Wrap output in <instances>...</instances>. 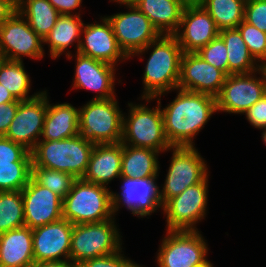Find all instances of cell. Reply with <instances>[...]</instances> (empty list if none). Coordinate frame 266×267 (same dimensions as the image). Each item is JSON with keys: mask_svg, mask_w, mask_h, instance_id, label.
I'll return each instance as SVG.
<instances>
[{"mask_svg": "<svg viewBox=\"0 0 266 267\" xmlns=\"http://www.w3.org/2000/svg\"><path fill=\"white\" fill-rule=\"evenodd\" d=\"M31 178L64 199L72 189L77 178L67 172L31 165Z\"/></svg>", "mask_w": 266, "mask_h": 267, "instance_id": "33", "label": "cell"}, {"mask_svg": "<svg viewBox=\"0 0 266 267\" xmlns=\"http://www.w3.org/2000/svg\"><path fill=\"white\" fill-rule=\"evenodd\" d=\"M25 226L22 190L0 192V234Z\"/></svg>", "mask_w": 266, "mask_h": 267, "instance_id": "32", "label": "cell"}, {"mask_svg": "<svg viewBox=\"0 0 266 267\" xmlns=\"http://www.w3.org/2000/svg\"><path fill=\"white\" fill-rule=\"evenodd\" d=\"M79 134V108L67 102L50 104L47 97V112L40 140H62Z\"/></svg>", "mask_w": 266, "mask_h": 267, "instance_id": "24", "label": "cell"}, {"mask_svg": "<svg viewBox=\"0 0 266 267\" xmlns=\"http://www.w3.org/2000/svg\"><path fill=\"white\" fill-rule=\"evenodd\" d=\"M246 0H197L219 30L237 28L244 20Z\"/></svg>", "mask_w": 266, "mask_h": 267, "instance_id": "31", "label": "cell"}, {"mask_svg": "<svg viewBox=\"0 0 266 267\" xmlns=\"http://www.w3.org/2000/svg\"><path fill=\"white\" fill-rule=\"evenodd\" d=\"M228 52V75L251 73L262 68L248 50L237 28L219 31Z\"/></svg>", "mask_w": 266, "mask_h": 267, "instance_id": "28", "label": "cell"}, {"mask_svg": "<svg viewBox=\"0 0 266 267\" xmlns=\"http://www.w3.org/2000/svg\"><path fill=\"white\" fill-rule=\"evenodd\" d=\"M123 144H95L83 180L108 187L121 176Z\"/></svg>", "mask_w": 266, "mask_h": 267, "instance_id": "22", "label": "cell"}, {"mask_svg": "<svg viewBox=\"0 0 266 267\" xmlns=\"http://www.w3.org/2000/svg\"><path fill=\"white\" fill-rule=\"evenodd\" d=\"M121 192H111L113 214L116 215L121 205L131 211L133 216L144 218L158 208L163 209L157 177L130 178L120 176Z\"/></svg>", "mask_w": 266, "mask_h": 267, "instance_id": "14", "label": "cell"}, {"mask_svg": "<svg viewBox=\"0 0 266 267\" xmlns=\"http://www.w3.org/2000/svg\"><path fill=\"white\" fill-rule=\"evenodd\" d=\"M101 23L85 24L82 28V36L78 53L93 59H97L114 66L118 61L129 59L119 47L113 28L106 16H101ZM84 38V39H83Z\"/></svg>", "mask_w": 266, "mask_h": 267, "instance_id": "20", "label": "cell"}, {"mask_svg": "<svg viewBox=\"0 0 266 267\" xmlns=\"http://www.w3.org/2000/svg\"><path fill=\"white\" fill-rule=\"evenodd\" d=\"M143 0H117V4L119 3L120 6L124 5L125 7H136L140 4Z\"/></svg>", "mask_w": 266, "mask_h": 267, "instance_id": "46", "label": "cell"}, {"mask_svg": "<svg viewBox=\"0 0 266 267\" xmlns=\"http://www.w3.org/2000/svg\"><path fill=\"white\" fill-rule=\"evenodd\" d=\"M80 15L79 12L71 15H60L54 27L43 40V44L49 46V55L52 59L60 57L63 53L68 59L73 58L70 51L66 53L65 51L75 42H77L75 47L76 53H78L82 28L84 26Z\"/></svg>", "mask_w": 266, "mask_h": 267, "instance_id": "25", "label": "cell"}, {"mask_svg": "<svg viewBox=\"0 0 266 267\" xmlns=\"http://www.w3.org/2000/svg\"><path fill=\"white\" fill-rule=\"evenodd\" d=\"M32 229L22 226L0 234V267H32Z\"/></svg>", "mask_w": 266, "mask_h": 267, "instance_id": "23", "label": "cell"}, {"mask_svg": "<svg viewBox=\"0 0 266 267\" xmlns=\"http://www.w3.org/2000/svg\"><path fill=\"white\" fill-rule=\"evenodd\" d=\"M108 187L79 178L63 199L62 218L73 225L98 223L111 218L112 197Z\"/></svg>", "mask_w": 266, "mask_h": 267, "instance_id": "5", "label": "cell"}, {"mask_svg": "<svg viewBox=\"0 0 266 267\" xmlns=\"http://www.w3.org/2000/svg\"><path fill=\"white\" fill-rule=\"evenodd\" d=\"M21 101L0 104V136H5L13 118L16 115L18 105Z\"/></svg>", "mask_w": 266, "mask_h": 267, "instance_id": "41", "label": "cell"}, {"mask_svg": "<svg viewBox=\"0 0 266 267\" xmlns=\"http://www.w3.org/2000/svg\"><path fill=\"white\" fill-rule=\"evenodd\" d=\"M129 267H142L141 265L133 262Z\"/></svg>", "mask_w": 266, "mask_h": 267, "instance_id": "49", "label": "cell"}, {"mask_svg": "<svg viewBox=\"0 0 266 267\" xmlns=\"http://www.w3.org/2000/svg\"><path fill=\"white\" fill-rule=\"evenodd\" d=\"M177 96L161 109L166 137L172 147H194V137L216 112L215 97L176 89Z\"/></svg>", "mask_w": 266, "mask_h": 267, "instance_id": "1", "label": "cell"}, {"mask_svg": "<svg viewBox=\"0 0 266 267\" xmlns=\"http://www.w3.org/2000/svg\"><path fill=\"white\" fill-rule=\"evenodd\" d=\"M207 63L228 76V52L224 41L218 36L196 52Z\"/></svg>", "mask_w": 266, "mask_h": 267, "instance_id": "36", "label": "cell"}, {"mask_svg": "<svg viewBox=\"0 0 266 267\" xmlns=\"http://www.w3.org/2000/svg\"><path fill=\"white\" fill-rule=\"evenodd\" d=\"M17 10L43 40L60 16L48 0H17Z\"/></svg>", "mask_w": 266, "mask_h": 267, "instance_id": "29", "label": "cell"}, {"mask_svg": "<svg viewBox=\"0 0 266 267\" xmlns=\"http://www.w3.org/2000/svg\"><path fill=\"white\" fill-rule=\"evenodd\" d=\"M159 151L123 144L121 176L148 178L159 176Z\"/></svg>", "mask_w": 266, "mask_h": 267, "instance_id": "27", "label": "cell"}, {"mask_svg": "<svg viewBox=\"0 0 266 267\" xmlns=\"http://www.w3.org/2000/svg\"><path fill=\"white\" fill-rule=\"evenodd\" d=\"M227 75L207 63L196 52L183 53L178 89L216 96Z\"/></svg>", "mask_w": 266, "mask_h": 267, "instance_id": "19", "label": "cell"}, {"mask_svg": "<svg viewBox=\"0 0 266 267\" xmlns=\"http://www.w3.org/2000/svg\"><path fill=\"white\" fill-rule=\"evenodd\" d=\"M188 2H196L197 0H187Z\"/></svg>", "mask_w": 266, "mask_h": 267, "instance_id": "51", "label": "cell"}, {"mask_svg": "<svg viewBox=\"0 0 266 267\" xmlns=\"http://www.w3.org/2000/svg\"><path fill=\"white\" fill-rule=\"evenodd\" d=\"M171 150V162L160 189L162 205L209 176L208 165L195 147H172Z\"/></svg>", "mask_w": 266, "mask_h": 267, "instance_id": "10", "label": "cell"}, {"mask_svg": "<svg viewBox=\"0 0 266 267\" xmlns=\"http://www.w3.org/2000/svg\"><path fill=\"white\" fill-rule=\"evenodd\" d=\"M32 267H77L70 261H45L34 263Z\"/></svg>", "mask_w": 266, "mask_h": 267, "instance_id": "44", "label": "cell"}, {"mask_svg": "<svg viewBox=\"0 0 266 267\" xmlns=\"http://www.w3.org/2000/svg\"><path fill=\"white\" fill-rule=\"evenodd\" d=\"M208 176L163 205L167 230H198L196 224L205 218L208 201Z\"/></svg>", "mask_w": 266, "mask_h": 267, "instance_id": "11", "label": "cell"}, {"mask_svg": "<svg viewBox=\"0 0 266 267\" xmlns=\"http://www.w3.org/2000/svg\"><path fill=\"white\" fill-rule=\"evenodd\" d=\"M203 267H214L213 266V263H211L210 261L205 265V266H203Z\"/></svg>", "mask_w": 266, "mask_h": 267, "instance_id": "50", "label": "cell"}, {"mask_svg": "<svg viewBox=\"0 0 266 267\" xmlns=\"http://www.w3.org/2000/svg\"><path fill=\"white\" fill-rule=\"evenodd\" d=\"M261 137H262L263 143L266 144V132Z\"/></svg>", "mask_w": 266, "mask_h": 267, "instance_id": "48", "label": "cell"}, {"mask_svg": "<svg viewBox=\"0 0 266 267\" xmlns=\"http://www.w3.org/2000/svg\"><path fill=\"white\" fill-rule=\"evenodd\" d=\"M157 253L158 267H203L208 244L198 230H167Z\"/></svg>", "mask_w": 266, "mask_h": 267, "instance_id": "8", "label": "cell"}, {"mask_svg": "<svg viewBox=\"0 0 266 267\" xmlns=\"http://www.w3.org/2000/svg\"><path fill=\"white\" fill-rule=\"evenodd\" d=\"M73 224L66 219L32 229L35 263L70 261Z\"/></svg>", "mask_w": 266, "mask_h": 267, "instance_id": "17", "label": "cell"}, {"mask_svg": "<svg viewBox=\"0 0 266 267\" xmlns=\"http://www.w3.org/2000/svg\"><path fill=\"white\" fill-rule=\"evenodd\" d=\"M150 49L153 51L147 59L142 79L144 91L141 99L142 101L145 99L146 103L178 88L183 55L182 48L174 35L161 34L131 57L143 56Z\"/></svg>", "mask_w": 266, "mask_h": 267, "instance_id": "2", "label": "cell"}, {"mask_svg": "<svg viewBox=\"0 0 266 267\" xmlns=\"http://www.w3.org/2000/svg\"><path fill=\"white\" fill-rule=\"evenodd\" d=\"M219 31L209 13L196 1L186 4L178 30L173 35L183 53H191L217 38Z\"/></svg>", "mask_w": 266, "mask_h": 267, "instance_id": "16", "label": "cell"}, {"mask_svg": "<svg viewBox=\"0 0 266 267\" xmlns=\"http://www.w3.org/2000/svg\"><path fill=\"white\" fill-rule=\"evenodd\" d=\"M94 146V143L80 134L62 140H39L31 151L32 164L67 172L79 179L87 170Z\"/></svg>", "mask_w": 266, "mask_h": 267, "instance_id": "3", "label": "cell"}, {"mask_svg": "<svg viewBox=\"0 0 266 267\" xmlns=\"http://www.w3.org/2000/svg\"><path fill=\"white\" fill-rule=\"evenodd\" d=\"M260 77H257L256 74ZM266 94V70L264 67L251 73L231 74L215 96L216 111L245 114Z\"/></svg>", "mask_w": 266, "mask_h": 267, "instance_id": "9", "label": "cell"}, {"mask_svg": "<svg viewBox=\"0 0 266 267\" xmlns=\"http://www.w3.org/2000/svg\"><path fill=\"white\" fill-rule=\"evenodd\" d=\"M237 29L251 55L264 67L266 65V32L248 24L244 20L238 25Z\"/></svg>", "mask_w": 266, "mask_h": 267, "instance_id": "35", "label": "cell"}, {"mask_svg": "<svg viewBox=\"0 0 266 267\" xmlns=\"http://www.w3.org/2000/svg\"><path fill=\"white\" fill-rule=\"evenodd\" d=\"M73 87L97 92L93 99H111L115 95L116 67L109 63L75 53Z\"/></svg>", "mask_w": 266, "mask_h": 267, "instance_id": "21", "label": "cell"}, {"mask_svg": "<svg viewBox=\"0 0 266 267\" xmlns=\"http://www.w3.org/2000/svg\"><path fill=\"white\" fill-rule=\"evenodd\" d=\"M123 112L115 97L92 99L79 108V133L94 144H116L122 139Z\"/></svg>", "mask_w": 266, "mask_h": 267, "instance_id": "6", "label": "cell"}, {"mask_svg": "<svg viewBox=\"0 0 266 267\" xmlns=\"http://www.w3.org/2000/svg\"><path fill=\"white\" fill-rule=\"evenodd\" d=\"M250 125L266 132V94L245 112Z\"/></svg>", "mask_w": 266, "mask_h": 267, "instance_id": "40", "label": "cell"}, {"mask_svg": "<svg viewBox=\"0 0 266 267\" xmlns=\"http://www.w3.org/2000/svg\"><path fill=\"white\" fill-rule=\"evenodd\" d=\"M47 96V90H44L33 99L21 101L4 137L21 144L31 152L42 135Z\"/></svg>", "mask_w": 266, "mask_h": 267, "instance_id": "15", "label": "cell"}, {"mask_svg": "<svg viewBox=\"0 0 266 267\" xmlns=\"http://www.w3.org/2000/svg\"><path fill=\"white\" fill-rule=\"evenodd\" d=\"M187 3V0H143L136 7L160 34L173 35L178 30Z\"/></svg>", "mask_w": 266, "mask_h": 267, "instance_id": "26", "label": "cell"}, {"mask_svg": "<svg viewBox=\"0 0 266 267\" xmlns=\"http://www.w3.org/2000/svg\"><path fill=\"white\" fill-rule=\"evenodd\" d=\"M32 162L0 164V192L22 190L31 178Z\"/></svg>", "mask_w": 266, "mask_h": 267, "instance_id": "34", "label": "cell"}, {"mask_svg": "<svg viewBox=\"0 0 266 267\" xmlns=\"http://www.w3.org/2000/svg\"><path fill=\"white\" fill-rule=\"evenodd\" d=\"M244 21L266 32V0H246Z\"/></svg>", "mask_w": 266, "mask_h": 267, "instance_id": "38", "label": "cell"}, {"mask_svg": "<svg viewBox=\"0 0 266 267\" xmlns=\"http://www.w3.org/2000/svg\"><path fill=\"white\" fill-rule=\"evenodd\" d=\"M60 15H71L76 9L81 7L82 0H48Z\"/></svg>", "mask_w": 266, "mask_h": 267, "instance_id": "42", "label": "cell"}, {"mask_svg": "<svg viewBox=\"0 0 266 267\" xmlns=\"http://www.w3.org/2000/svg\"><path fill=\"white\" fill-rule=\"evenodd\" d=\"M0 84L17 100L26 101L37 97L42 91L29 96L31 79L23 61L5 60L0 68Z\"/></svg>", "mask_w": 266, "mask_h": 267, "instance_id": "30", "label": "cell"}, {"mask_svg": "<svg viewBox=\"0 0 266 267\" xmlns=\"http://www.w3.org/2000/svg\"><path fill=\"white\" fill-rule=\"evenodd\" d=\"M17 10V0H0V26Z\"/></svg>", "mask_w": 266, "mask_h": 267, "instance_id": "43", "label": "cell"}, {"mask_svg": "<svg viewBox=\"0 0 266 267\" xmlns=\"http://www.w3.org/2000/svg\"><path fill=\"white\" fill-rule=\"evenodd\" d=\"M126 9L128 12L106 17L112 25L119 47L128 58H131L134 53L145 48L161 34L137 7Z\"/></svg>", "mask_w": 266, "mask_h": 267, "instance_id": "13", "label": "cell"}, {"mask_svg": "<svg viewBox=\"0 0 266 267\" xmlns=\"http://www.w3.org/2000/svg\"><path fill=\"white\" fill-rule=\"evenodd\" d=\"M25 226L34 229L62 219L63 199L32 178L22 189Z\"/></svg>", "mask_w": 266, "mask_h": 267, "instance_id": "18", "label": "cell"}, {"mask_svg": "<svg viewBox=\"0 0 266 267\" xmlns=\"http://www.w3.org/2000/svg\"><path fill=\"white\" fill-rule=\"evenodd\" d=\"M16 99L0 84V104L13 102Z\"/></svg>", "mask_w": 266, "mask_h": 267, "instance_id": "45", "label": "cell"}, {"mask_svg": "<svg viewBox=\"0 0 266 267\" xmlns=\"http://www.w3.org/2000/svg\"><path fill=\"white\" fill-rule=\"evenodd\" d=\"M122 249L116 253L92 258L83 261L77 267H129L134 261L121 254Z\"/></svg>", "mask_w": 266, "mask_h": 267, "instance_id": "39", "label": "cell"}, {"mask_svg": "<svg viewBox=\"0 0 266 267\" xmlns=\"http://www.w3.org/2000/svg\"><path fill=\"white\" fill-rule=\"evenodd\" d=\"M154 99L158 105L152 108L144 103H128V116L123 114L122 144L159 152L171 151L172 146L164 130L161 99Z\"/></svg>", "mask_w": 266, "mask_h": 267, "instance_id": "4", "label": "cell"}, {"mask_svg": "<svg viewBox=\"0 0 266 267\" xmlns=\"http://www.w3.org/2000/svg\"><path fill=\"white\" fill-rule=\"evenodd\" d=\"M115 218L98 223L73 225L70 262L78 266L85 260L106 256L123 249Z\"/></svg>", "mask_w": 266, "mask_h": 267, "instance_id": "7", "label": "cell"}, {"mask_svg": "<svg viewBox=\"0 0 266 267\" xmlns=\"http://www.w3.org/2000/svg\"><path fill=\"white\" fill-rule=\"evenodd\" d=\"M43 39L16 10L0 26V52L7 60L23 61V57L41 60L44 57Z\"/></svg>", "mask_w": 266, "mask_h": 267, "instance_id": "12", "label": "cell"}, {"mask_svg": "<svg viewBox=\"0 0 266 267\" xmlns=\"http://www.w3.org/2000/svg\"><path fill=\"white\" fill-rule=\"evenodd\" d=\"M5 60H6L5 56L0 52V68L3 65Z\"/></svg>", "mask_w": 266, "mask_h": 267, "instance_id": "47", "label": "cell"}, {"mask_svg": "<svg viewBox=\"0 0 266 267\" xmlns=\"http://www.w3.org/2000/svg\"><path fill=\"white\" fill-rule=\"evenodd\" d=\"M11 162H32L31 152L21 144L0 136V164Z\"/></svg>", "mask_w": 266, "mask_h": 267, "instance_id": "37", "label": "cell"}]
</instances>
